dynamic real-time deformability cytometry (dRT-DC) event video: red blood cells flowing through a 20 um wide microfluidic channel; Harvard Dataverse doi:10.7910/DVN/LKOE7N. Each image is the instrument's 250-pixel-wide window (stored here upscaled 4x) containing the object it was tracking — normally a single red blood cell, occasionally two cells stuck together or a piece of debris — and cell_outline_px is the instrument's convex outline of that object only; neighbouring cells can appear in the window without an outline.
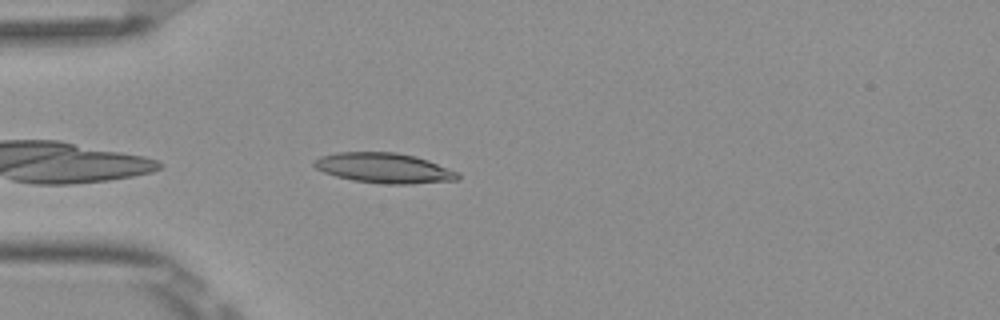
{"species": "Egyptian fruit bat (a non-hibernating species)", "species_latin": "Rousettus aegyptiacus", "temperature_condition": "room temperature", "stored_images_in_passage": 3, "camera_frame_rate_fps": 3000, "um_per_image_px": 0.085, "frame": {"image": 1, "passage_image": 3, "time_ms": 0.667, "image_size_px": [1000, 320], "cell_outline_px": [[460, 180], [412, 184], [388, 184], [352, 180], [336, 176], [324, 172], [316, 168], [312, 164], [312, 160], [320, 156], [336, 152], [396, 152], [416, 156], [428, 160], [460, 172]], "centroid_in_image_um": [32.67, 14.28], "position_along_channel_um": 52.3, "area_um2": 25.49}}